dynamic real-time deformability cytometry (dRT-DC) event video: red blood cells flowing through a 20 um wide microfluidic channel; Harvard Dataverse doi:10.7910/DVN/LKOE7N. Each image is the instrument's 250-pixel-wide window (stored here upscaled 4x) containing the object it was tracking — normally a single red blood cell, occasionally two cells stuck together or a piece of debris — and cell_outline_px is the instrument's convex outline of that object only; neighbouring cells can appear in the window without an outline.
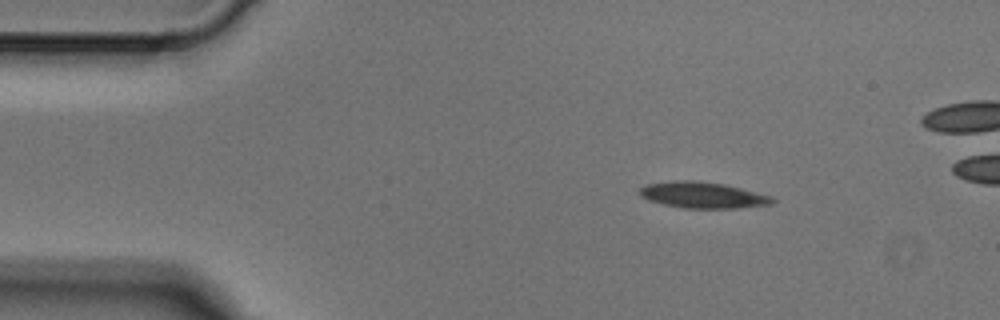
{"species": "Egyptian fruit bat (a non-hibernating species)", "species_latin": "Rousettus aegyptiacus", "temperature_condition": "cold", "stored_images_in_passage": 4, "camera_frame_rate_fps": 3000, "um_per_image_px": 0.085, "animal": {"sex": "male"}, "frame": {"image": 1, "passage_image": 1, "time_ms": 0.0, "image_size_px": [1000, 320], "cell_outline_px": [[776, 200], [772, 204], [736, 208], [684, 208], [664, 204], [648, 200], [640, 196], [640, 188], [644, 184], [672, 180], [696, 180], [724, 184], [772, 196]], "centroid_in_image_um": [59.71, 16.57], "position_along_channel_um": 25.3, "area_um2": 20.29}}
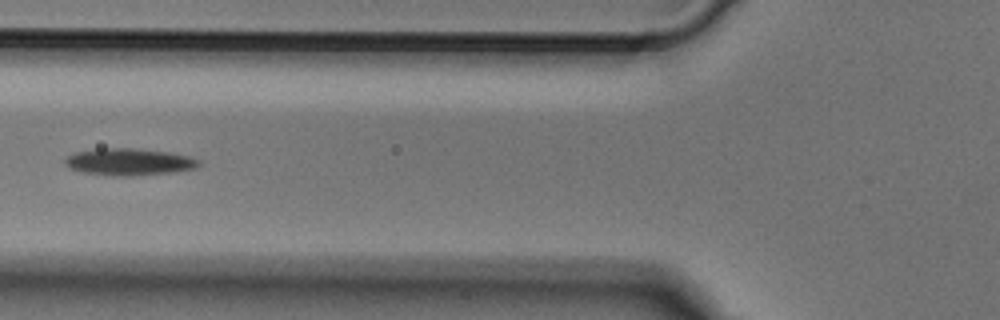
{"frame": {"image": 2, "passage_image": 4, "time_ms": 1.0, "image_size_px": [1000, 320], "cell_outline_px": [[200, 164], [196, 168], [176, 172], [132, 176], [116, 176], [84, 172], [68, 168], [64, 164], [64, 160], [68, 156], [76, 152], [100, 148], [136, 148], [168, 152], [188, 156], [200, 160]], "centroid_in_image_um": [10.98, 13.76], "position_along_channel_um": 114.8, "area_um2": 21.1}}